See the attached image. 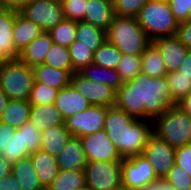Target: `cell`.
<instances>
[{
  "label": "cell",
  "mask_w": 191,
  "mask_h": 190,
  "mask_svg": "<svg viewBox=\"0 0 191 190\" xmlns=\"http://www.w3.org/2000/svg\"><path fill=\"white\" fill-rule=\"evenodd\" d=\"M177 103L165 77L139 73L116 91L115 107L137 119L153 121Z\"/></svg>",
  "instance_id": "obj_1"
},
{
  "label": "cell",
  "mask_w": 191,
  "mask_h": 190,
  "mask_svg": "<svg viewBox=\"0 0 191 190\" xmlns=\"http://www.w3.org/2000/svg\"><path fill=\"white\" fill-rule=\"evenodd\" d=\"M104 129L122 158L142 155L153 134L152 121L137 119L115 106L108 107Z\"/></svg>",
  "instance_id": "obj_2"
},
{
  "label": "cell",
  "mask_w": 191,
  "mask_h": 190,
  "mask_svg": "<svg viewBox=\"0 0 191 190\" xmlns=\"http://www.w3.org/2000/svg\"><path fill=\"white\" fill-rule=\"evenodd\" d=\"M106 38L126 55H141L151 44L138 19L134 17L115 16L106 31Z\"/></svg>",
  "instance_id": "obj_3"
},
{
  "label": "cell",
  "mask_w": 191,
  "mask_h": 190,
  "mask_svg": "<svg viewBox=\"0 0 191 190\" xmlns=\"http://www.w3.org/2000/svg\"><path fill=\"white\" fill-rule=\"evenodd\" d=\"M152 132L174 148L191 144V117L176 105L172 106L152 121Z\"/></svg>",
  "instance_id": "obj_4"
},
{
  "label": "cell",
  "mask_w": 191,
  "mask_h": 190,
  "mask_svg": "<svg viewBox=\"0 0 191 190\" xmlns=\"http://www.w3.org/2000/svg\"><path fill=\"white\" fill-rule=\"evenodd\" d=\"M137 19L151 41L160 37L175 36L179 25L170 10L168 1L149 0L141 9Z\"/></svg>",
  "instance_id": "obj_5"
},
{
  "label": "cell",
  "mask_w": 191,
  "mask_h": 190,
  "mask_svg": "<svg viewBox=\"0 0 191 190\" xmlns=\"http://www.w3.org/2000/svg\"><path fill=\"white\" fill-rule=\"evenodd\" d=\"M34 71L19 59L0 61V88L9 99L28 100Z\"/></svg>",
  "instance_id": "obj_6"
},
{
  "label": "cell",
  "mask_w": 191,
  "mask_h": 190,
  "mask_svg": "<svg viewBox=\"0 0 191 190\" xmlns=\"http://www.w3.org/2000/svg\"><path fill=\"white\" fill-rule=\"evenodd\" d=\"M84 171L89 190L122 189L121 161H88Z\"/></svg>",
  "instance_id": "obj_7"
},
{
  "label": "cell",
  "mask_w": 191,
  "mask_h": 190,
  "mask_svg": "<svg viewBox=\"0 0 191 190\" xmlns=\"http://www.w3.org/2000/svg\"><path fill=\"white\" fill-rule=\"evenodd\" d=\"M19 13L40 26L45 32L64 19L60 0H31L19 10Z\"/></svg>",
  "instance_id": "obj_8"
},
{
  "label": "cell",
  "mask_w": 191,
  "mask_h": 190,
  "mask_svg": "<svg viewBox=\"0 0 191 190\" xmlns=\"http://www.w3.org/2000/svg\"><path fill=\"white\" fill-rule=\"evenodd\" d=\"M122 188L137 190L157 180L153 166L144 155L123 158L121 161Z\"/></svg>",
  "instance_id": "obj_9"
},
{
  "label": "cell",
  "mask_w": 191,
  "mask_h": 190,
  "mask_svg": "<svg viewBox=\"0 0 191 190\" xmlns=\"http://www.w3.org/2000/svg\"><path fill=\"white\" fill-rule=\"evenodd\" d=\"M108 112L106 106H91L64 120V124L73 137H84L104 129Z\"/></svg>",
  "instance_id": "obj_10"
},
{
  "label": "cell",
  "mask_w": 191,
  "mask_h": 190,
  "mask_svg": "<svg viewBox=\"0 0 191 190\" xmlns=\"http://www.w3.org/2000/svg\"><path fill=\"white\" fill-rule=\"evenodd\" d=\"M176 148L152 134L144 147L143 154L153 166L157 178H165L175 164Z\"/></svg>",
  "instance_id": "obj_11"
},
{
  "label": "cell",
  "mask_w": 191,
  "mask_h": 190,
  "mask_svg": "<svg viewBox=\"0 0 191 190\" xmlns=\"http://www.w3.org/2000/svg\"><path fill=\"white\" fill-rule=\"evenodd\" d=\"M88 161H122V157L105 129L79 137Z\"/></svg>",
  "instance_id": "obj_12"
},
{
  "label": "cell",
  "mask_w": 191,
  "mask_h": 190,
  "mask_svg": "<svg viewBox=\"0 0 191 190\" xmlns=\"http://www.w3.org/2000/svg\"><path fill=\"white\" fill-rule=\"evenodd\" d=\"M71 86L80 92L92 106L114 107L116 90L103 83L93 82L84 78L78 72L71 77Z\"/></svg>",
  "instance_id": "obj_13"
},
{
  "label": "cell",
  "mask_w": 191,
  "mask_h": 190,
  "mask_svg": "<svg viewBox=\"0 0 191 190\" xmlns=\"http://www.w3.org/2000/svg\"><path fill=\"white\" fill-rule=\"evenodd\" d=\"M151 43L160 51L167 73L178 70L189 50L176 36L156 38Z\"/></svg>",
  "instance_id": "obj_14"
},
{
  "label": "cell",
  "mask_w": 191,
  "mask_h": 190,
  "mask_svg": "<svg viewBox=\"0 0 191 190\" xmlns=\"http://www.w3.org/2000/svg\"><path fill=\"white\" fill-rule=\"evenodd\" d=\"M19 10L6 8L0 11V61L17 60L19 53L14 48L13 28Z\"/></svg>",
  "instance_id": "obj_15"
},
{
  "label": "cell",
  "mask_w": 191,
  "mask_h": 190,
  "mask_svg": "<svg viewBox=\"0 0 191 190\" xmlns=\"http://www.w3.org/2000/svg\"><path fill=\"white\" fill-rule=\"evenodd\" d=\"M54 104L60 111L64 120L92 106L80 92L71 86V84L58 91Z\"/></svg>",
  "instance_id": "obj_16"
},
{
  "label": "cell",
  "mask_w": 191,
  "mask_h": 190,
  "mask_svg": "<svg viewBox=\"0 0 191 190\" xmlns=\"http://www.w3.org/2000/svg\"><path fill=\"white\" fill-rule=\"evenodd\" d=\"M56 160L60 170H85L88 160L80 138L72 136Z\"/></svg>",
  "instance_id": "obj_17"
},
{
  "label": "cell",
  "mask_w": 191,
  "mask_h": 190,
  "mask_svg": "<svg viewBox=\"0 0 191 190\" xmlns=\"http://www.w3.org/2000/svg\"><path fill=\"white\" fill-rule=\"evenodd\" d=\"M114 17L111 3L105 0H87L83 22L107 31Z\"/></svg>",
  "instance_id": "obj_18"
},
{
  "label": "cell",
  "mask_w": 191,
  "mask_h": 190,
  "mask_svg": "<svg viewBox=\"0 0 191 190\" xmlns=\"http://www.w3.org/2000/svg\"><path fill=\"white\" fill-rule=\"evenodd\" d=\"M53 45L48 32H43L19 53V60L29 67L45 62L47 52Z\"/></svg>",
  "instance_id": "obj_19"
},
{
  "label": "cell",
  "mask_w": 191,
  "mask_h": 190,
  "mask_svg": "<svg viewBox=\"0 0 191 190\" xmlns=\"http://www.w3.org/2000/svg\"><path fill=\"white\" fill-rule=\"evenodd\" d=\"M34 80L57 90L67 87L71 83L72 73L67 69H56L46 64L33 67Z\"/></svg>",
  "instance_id": "obj_20"
},
{
  "label": "cell",
  "mask_w": 191,
  "mask_h": 190,
  "mask_svg": "<svg viewBox=\"0 0 191 190\" xmlns=\"http://www.w3.org/2000/svg\"><path fill=\"white\" fill-rule=\"evenodd\" d=\"M30 157L42 186L47 189L60 171L56 157L41 149L30 153Z\"/></svg>",
  "instance_id": "obj_21"
},
{
  "label": "cell",
  "mask_w": 191,
  "mask_h": 190,
  "mask_svg": "<svg viewBox=\"0 0 191 190\" xmlns=\"http://www.w3.org/2000/svg\"><path fill=\"white\" fill-rule=\"evenodd\" d=\"M45 32L40 26L33 21L26 19L23 15L18 13L15 18L13 28L14 48L18 53L30 44L39 35Z\"/></svg>",
  "instance_id": "obj_22"
},
{
  "label": "cell",
  "mask_w": 191,
  "mask_h": 190,
  "mask_svg": "<svg viewBox=\"0 0 191 190\" xmlns=\"http://www.w3.org/2000/svg\"><path fill=\"white\" fill-rule=\"evenodd\" d=\"M12 174L23 190H46L41 184L30 156L12 163Z\"/></svg>",
  "instance_id": "obj_23"
},
{
  "label": "cell",
  "mask_w": 191,
  "mask_h": 190,
  "mask_svg": "<svg viewBox=\"0 0 191 190\" xmlns=\"http://www.w3.org/2000/svg\"><path fill=\"white\" fill-rule=\"evenodd\" d=\"M71 137L65 124L52 126L42 132L39 149L56 157Z\"/></svg>",
  "instance_id": "obj_24"
},
{
  "label": "cell",
  "mask_w": 191,
  "mask_h": 190,
  "mask_svg": "<svg viewBox=\"0 0 191 190\" xmlns=\"http://www.w3.org/2000/svg\"><path fill=\"white\" fill-rule=\"evenodd\" d=\"M29 118V121L41 132L52 126L64 124V118L54 103L32 106Z\"/></svg>",
  "instance_id": "obj_25"
},
{
  "label": "cell",
  "mask_w": 191,
  "mask_h": 190,
  "mask_svg": "<svg viewBox=\"0 0 191 190\" xmlns=\"http://www.w3.org/2000/svg\"><path fill=\"white\" fill-rule=\"evenodd\" d=\"M31 107L28 100L9 99L0 121L18 129L29 122Z\"/></svg>",
  "instance_id": "obj_26"
},
{
  "label": "cell",
  "mask_w": 191,
  "mask_h": 190,
  "mask_svg": "<svg viewBox=\"0 0 191 190\" xmlns=\"http://www.w3.org/2000/svg\"><path fill=\"white\" fill-rule=\"evenodd\" d=\"M81 76L93 82L103 83L116 91L122 86L120 75L116 69H107L90 64L83 67L79 72Z\"/></svg>",
  "instance_id": "obj_27"
},
{
  "label": "cell",
  "mask_w": 191,
  "mask_h": 190,
  "mask_svg": "<svg viewBox=\"0 0 191 190\" xmlns=\"http://www.w3.org/2000/svg\"><path fill=\"white\" fill-rule=\"evenodd\" d=\"M85 188L84 170H60L46 190H82Z\"/></svg>",
  "instance_id": "obj_28"
},
{
  "label": "cell",
  "mask_w": 191,
  "mask_h": 190,
  "mask_svg": "<svg viewBox=\"0 0 191 190\" xmlns=\"http://www.w3.org/2000/svg\"><path fill=\"white\" fill-rule=\"evenodd\" d=\"M141 71L150 77H165L167 69L160 51L151 43L141 54Z\"/></svg>",
  "instance_id": "obj_29"
},
{
  "label": "cell",
  "mask_w": 191,
  "mask_h": 190,
  "mask_svg": "<svg viewBox=\"0 0 191 190\" xmlns=\"http://www.w3.org/2000/svg\"><path fill=\"white\" fill-rule=\"evenodd\" d=\"M75 40L95 52L107 40L106 31L83 21H77Z\"/></svg>",
  "instance_id": "obj_30"
},
{
  "label": "cell",
  "mask_w": 191,
  "mask_h": 190,
  "mask_svg": "<svg viewBox=\"0 0 191 190\" xmlns=\"http://www.w3.org/2000/svg\"><path fill=\"white\" fill-rule=\"evenodd\" d=\"M77 30V21L64 18L54 28H51L48 33L54 44L69 48L75 41Z\"/></svg>",
  "instance_id": "obj_31"
},
{
  "label": "cell",
  "mask_w": 191,
  "mask_h": 190,
  "mask_svg": "<svg viewBox=\"0 0 191 190\" xmlns=\"http://www.w3.org/2000/svg\"><path fill=\"white\" fill-rule=\"evenodd\" d=\"M122 52L107 40L94 52L93 64L107 69H116Z\"/></svg>",
  "instance_id": "obj_32"
},
{
  "label": "cell",
  "mask_w": 191,
  "mask_h": 190,
  "mask_svg": "<svg viewBox=\"0 0 191 190\" xmlns=\"http://www.w3.org/2000/svg\"><path fill=\"white\" fill-rule=\"evenodd\" d=\"M44 64L52 66L56 69H67L72 74L75 72L73 70L69 48L54 43L47 52Z\"/></svg>",
  "instance_id": "obj_33"
},
{
  "label": "cell",
  "mask_w": 191,
  "mask_h": 190,
  "mask_svg": "<svg viewBox=\"0 0 191 190\" xmlns=\"http://www.w3.org/2000/svg\"><path fill=\"white\" fill-rule=\"evenodd\" d=\"M172 98L177 103L191 93V79L178 70L166 74Z\"/></svg>",
  "instance_id": "obj_34"
},
{
  "label": "cell",
  "mask_w": 191,
  "mask_h": 190,
  "mask_svg": "<svg viewBox=\"0 0 191 190\" xmlns=\"http://www.w3.org/2000/svg\"><path fill=\"white\" fill-rule=\"evenodd\" d=\"M142 59L141 55L122 54L121 60L116 68L120 75L122 83L131 81L141 73Z\"/></svg>",
  "instance_id": "obj_35"
},
{
  "label": "cell",
  "mask_w": 191,
  "mask_h": 190,
  "mask_svg": "<svg viewBox=\"0 0 191 190\" xmlns=\"http://www.w3.org/2000/svg\"><path fill=\"white\" fill-rule=\"evenodd\" d=\"M70 55L73 65V70L79 72L83 67L93 64L94 51L88 46L78 44V40H75L70 46Z\"/></svg>",
  "instance_id": "obj_36"
},
{
  "label": "cell",
  "mask_w": 191,
  "mask_h": 190,
  "mask_svg": "<svg viewBox=\"0 0 191 190\" xmlns=\"http://www.w3.org/2000/svg\"><path fill=\"white\" fill-rule=\"evenodd\" d=\"M58 91L34 80L28 101L32 106L51 104L55 102Z\"/></svg>",
  "instance_id": "obj_37"
},
{
  "label": "cell",
  "mask_w": 191,
  "mask_h": 190,
  "mask_svg": "<svg viewBox=\"0 0 191 190\" xmlns=\"http://www.w3.org/2000/svg\"><path fill=\"white\" fill-rule=\"evenodd\" d=\"M20 141L23 147H27L29 153L39 150L42 132L30 121L24 123L20 128Z\"/></svg>",
  "instance_id": "obj_38"
},
{
  "label": "cell",
  "mask_w": 191,
  "mask_h": 190,
  "mask_svg": "<svg viewBox=\"0 0 191 190\" xmlns=\"http://www.w3.org/2000/svg\"><path fill=\"white\" fill-rule=\"evenodd\" d=\"M0 155L10 163H14L19 159L30 156L27 147H23L21 144L19 129H16L11 141H9L8 145L0 152Z\"/></svg>",
  "instance_id": "obj_39"
},
{
  "label": "cell",
  "mask_w": 191,
  "mask_h": 190,
  "mask_svg": "<svg viewBox=\"0 0 191 190\" xmlns=\"http://www.w3.org/2000/svg\"><path fill=\"white\" fill-rule=\"evenodd\" d=\"M149 0H117L114 7L115 16L137 18L141 9Z\"/></svg>",
  "instance_id": "obj_40"
},
{
  "label": "cell",
  "mask_w": 191,
  "mask_h": 190,
  "mask_svg": "<svg viewBox=\"0 0 191 190\" xmlns=\"http://www.w3.org/2000/svg\"><path fill=\"white\" fill-rule=\"evenodd\" d=\"M64 18L83 21L87 0H60Z\"/></svg>",
  "instance_id": "obj_41"
},
{
  "label": "cell",
  "mask_w": 191,
  "mask_h": 190,
  "mask_svg": "<svg viewBox=\"0 0 191 190\" xmlns=\"http://www.w3.org/2000/svg\"><path fill=\"white\" fill-rule=\"evenodd\" d=\"M165 179L174 187V188H188L191 187V176H189L183 168L174 164L170 169L168 175Z\"/></svg>",
  "instance_id": "obj_42"
},
{
  "label": "cell",
  "mask_w": 191,
  "mask_h": 190,
  "mask_svg": "<svg viewBox=\"0 0 191 190\" xmlns=\"http://www.w3.org/2000/svg\"><path fill=\"white\" fill-rule=\"evenodd\" d=\"M168 4L173 16L179 23L187 21L191 10V0H169Z\"/></svg>",
  "instance_id": "obj_43"
},
{
  "label": "cell",
  "mask_w": 191,
  "mask_h": 190,
  "mask_svg": "<svg viewBox=\"0 0 191 190\" xmlns=\"http://www.w3.org/2000/svg\"><path fill=\"white\" fill-rule=\"evenodd\" d=\"M175 164L183 168L191 176V144L176 148Z\"/></svg>",
  "instance_id": "obj_44"
},
{
  "label": "cell",
  "mask_w": 191,
  "mask_h": 190,
  "mask_svg": "<svg viewBox=\"0 0 191 190\" xmlns=\"http://www.w3.org/2000/svg\"><path fill=\"white\" fill-rule=\"evenodd\" d=\"M175 36L182 44L191 50V22L184 21L179 23Z\"/></svg>",
  "instance_id": "obj_45"
},
{
  "label": "cell",
  "mask_w": 191,
  "mask_h": 190,
  "mask_svg": "<svg viewBox=\"0 0 191 190\" xmlns=\"http://www.w3.org/2000/svg\"><path fill=\"white\" fill-rule=\"evenodd\" d=\"M137 190H191V187L183 189L174 188L165 178H158Z\"/></svg>",
  "instance_id": "obj_46"
},
{
  "label": "cell",
  "mask_w": 191,
  "mask_h": 190,
  "mask_svg": "<svg viewBox=\"0 0 191 190\" xmlns=\"http://www.w3.org/2000/svg\"><path fill=\"white\" fill-rule=\"evenodd\" d=\"M16 128L0 121V152L3 151L15 134Z\"/></svg>",
  "instance_id": "obj_47"
},
{
  "label": "cell",
  "mask_w": 191,
  "mask_h": 190,
  "mask_svg": "<svg viewBox=\"0 0 191 190\" xmlns=\"http://www.w3.org/2000/svg\"><path fill=\"white\" fill-rule=\"evenodd\" d=\"M0 190H23L17 182V178L11 173L5 178L0 179Z\"/></svg>",
  "instance_id": "obj_48"
},
{
  "label": "cell",
  "mask_w": 191,
  "mask_h": 190,
  "mask_svg": "<svg viewBox=\"0 0 191 190\" xmlns=\"http://www.w3.org/2000/svg\"><path fill=\"white\" fill-rule=\"evenodd\" d=\"M178 71L191 79V50H188L183 63L178 68Z\"/></svg>",
  "instance_id": "obj_49"
},
{
  "label": "cell",
  "mask_w": 191,
  "mask_h": 190,
  "mask_svg": "<svg viewBox=\"0 0 191 190\" xmlns=\"http://www.w3.org/2000/svg\"><path fill=\"white\" fill-rule=\"evenodd\" d=\"M11 173H12V163L7 161L0 155V179L5 178Z\"/></svg>",
  "instance_id": "obj_50"
},
{
  "label": "cell",
  "mask_w": 191,
  "mask_h": 190,
  "mask_svg": "<svg viewBox=\"0 0 191 190\" xmlns=\"http://www.w3.org/2000/svg\"><path fill=\"white\" fill-rule=\"evenodd\" d=\"M176 106L191 117V93L178 101Z\"/></svg>",
  "instance_id": "obj_51"
},
{
  "label": "cell",
  "mask_w": 191,
  "mask_h": 190,
  "mask_svg": "<svg viewBox=\"0 0 191 190\" xmlns=\"http://www.w3.org/2000/svg\"><path fill=\"white\" fill-rule=\"evenodd\" d=\"M31 0H4L8 8L20 10L24 5L28 4Z\"/></svg>",
  "instance_id": "obj_52"
},
{
  "label": "cell",
  "mask_w": 191,
  "mask_h": 190,
  "mask_svg": "<svg viewBox=\"0 0 191 190\" xmlns=\"http://www.w3.org/2000/svg\"><path fill=\"white\" fill-rule=\"evenodd\" d=\"M8 100L9 98L0 88V117L2 116V113L6 107V104L8 103Z\"/></svg>",
  "instance_id": "obj_53"
},
{
  "label": "cell",
  "mask_w": 191,
  "mask_h": 190,
  "mask_svg": "<svg viewBox=\"0 0 191 190\" xmlns=\"http://www.w3.org/2000/svg\"><path fill=\"white\" fill-rule=\"evenodd\" d=\"M8 8L4 0H0V11Z\"/></svg>",
  "instance_id": "obj_54"
},
{
  "label": "cell",
  "mask_w": 191,
  "mask_h": 190,
  "mask_svg": "<svg viewBox=\"0 0 191 190\" xmlns=\"http://www.w3.org/2000/svg\"><path fill=\"white\" fill-rule=\"evenodd\" d=\"M187 21L191 22V10L189 11L188 17H187Z\"/></svg>",
  "instance_id": "obj_55"
},
{
  "label": "cell",
  "mask_w": 191,
  "mask_h": 190,
  "mask_svg": "<svg viewBox=\"0 0 191 190\" xmlns=\"http://www.w3.org/2000/svg\"><path fill=\"white\" fill-rule=\"evenodd\" d=\"M105 1H107V2L111 3L112 5H114L117 0H105Z\"/></svg>",
  "instance_id": "obj_56"
}]
</instances>
